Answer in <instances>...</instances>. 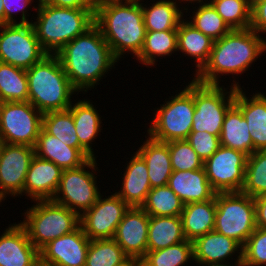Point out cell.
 Here are the masks:
<instances>
[{"mask_svg":"<svg viewBox=\"0 0 266 266\" xmlns=\"http://www.w3.org/2000/svg\"><path fill=\"white\" fill-rule=\"evenodd\" d=\"M154 2L155 0L151 3L152 6L141 3L146 31L177 29L180 22L185 18L184 12L186 14L190 10L188 9L189 6L186 8L182 6V3L179 5L175 0H158Z\"/></svg>","mask_w":266,"mask_h":266,"instance_id":"28","label":"cell"},{"mask_svg":"<svg viewBox=\"0 0 266 266\" xmlns=\"http://www.w3.org/2000/svg\"><path fill=\"white\" fill-rule=\"evenodd\" d=\"M35 155L53 162L62 170L81 167L91 159L80 148H73L62 143L58 138L48 134L43 128L34 146Z\"/></svg>","mask_w":266,"mask_h":266,"instance_id":"24","label":"cell"},{"mask_svg":"<svg viewBox=\"0 0 266 266\" xmlns=\"http://www.w3.org/2000/svg\"><path fill=\"white\" fill-rule=\"evenodd\" d=\"M37 4L33 7L37 12L36 21L31 24L46 54L56 55L67 43L94 25L95 9L55 7L44 0Z\"/></svg>","mask_w":266,"mask_h":266,"instance_id":"4","label":"cell"},{"mask_svg":"<svg viewBox=\"0 0 266 266\" xmlns=\"http://www.w3.org/2000/svg\"><path fill=\"white\" fill-rule=\"evenodd\" d=\"M109 1H119V0H92L93 4L95 6H98L99 4L105 3V2H109Z\"/></svg>","mask_w":266,"mask_h":266,"instance_id":"52","label":"cell"},{"mask_svg":"<svg viewBox=\"0 0 266 266\" xmlns=\"http://www.w3.org/2000/svg\"><path fill=\"white\" fill-rule=\"evenodd\" d=\"M193 259V241L185 240L161 250L147 251L142 262L143 266H188L187 263H194Z\"/></svg>","mask_w":266,"mask_h":266,"instance_id":"36","label":"cell"},{"mask_svg":"<svg viewBox=\"0 0 266 266\" xmlns=\"http://www.w3.org/2000/svg\"><path fill=\"white\" fill-rule=\"evenodd\" d=\"M33 266H42L41 262H40V259Z\"/></svg>","mask_w":266,"mask_h":266,"instance_id":"54","label":"cell"},{"mask_svg":"<svg viewBox=\"0 0 266 266\" xmlns=\"http://www.w3.org/2000/svg\"><path fill=\"white\" fill-rule=\"evenodd\" d=\"M247 155L232 148L219 146L203 167L208 181L217 192H241L245 182Z\"/></svg>","mask_w":266,"mask_h":266,"instance_id":"13","label":"cell"},{"mask_svg":"<svg viewBox=\"0 0 266 266\" xmlns=\"http://www.w3.org/2000/svg\"><path fill=\"white\" fill-rule=\"evenodd\" d=\"M258 34L266 33V0L251 1V26Z\"/></svg>","mask_w":266,"mask_h":266,"instance_id":"45","label":"cell"},{"mask_svg":"<svg viewBox=\"0 0 266 266\" xmlns=\"http://www.w3.org/2000/svg\"><path fill=\"white\" fill-rule=\"evenodd\" d=\"M63 170L53 162L34 156L26 174L23 196L33 201L52 200Z\"/></svg>","mask_w":266,"mask_h":266,"instance_id":"19","label":"cell"},{"mask_svg":"<svg viewBox=\"0 0 266 266\" xmlns=\"http://www.w3.org/2000/svg\"><path fill=\"white\" fill-rule=\"evenodd\" d=\"M215 202L214 231L243 247L257 227L254 198L242 192H219L215 195Z\"/></svg>","mask_w":266,"mask_h":266,"instance_id":"8","label":"cell"},{"mask_svg":"<svg viewBox=\"0 0 266 266\" xmlns=\"http://www.w3.org/2000/svg\"><path fill=\"white\" fill-rule=\"evenodd\" d=\"M90 239L79 225L72 232L58 237L40 251L42 266H85Z\"/></svg>","mask_w":266,"mask_h":266,"instance_id":"16","label":"cell"},{"mask_svg":"<svg viewBox=\"0 0 266 266\" xmlns=\"http://www.w3.org/2000/svg\"><path fill=\"white\" fill-rule=\"evenodd\" d=\"M183 90L169 96L160 104L150 120L147 135L160 142L187 139L192 129L195 111L194 79L188 82ZM167 100V101H166Z\"/></svg>","mask_w":266,"mask_h":266,"instance_id":"7","label":"cell"},{"mask_svg":"<svg viewBox=\"0 0 266 266\" xmlns=\"http://www.w3.org/2000/svg\"><path fill=\"white\" fill-rule=\"evenodd\" d=\"M173 171H188L203 168V162L186 139L168 142Z\"/></svg>","mask_w":266,"mask_h":266,"instance_id":"41","label":"cell"},{"mask_svg":"<svg viewBox=\"0 0 266 266\" xmlns=\"http://www.w3.org/2000/svg\"><path fill=\"white\" fill-rule=\"evenodd\" d=\"M185 240L180 216H149L147 251L161 250Z\"/></svg>","mask_w":266,"mask_h":266,"instance_id":"31","label":"cell"},{"mask_svg":"<svg viewBox=\"0 0 266 266\" xmlns=\"http://www.w3.org/2000/svg\"><path fill=\"white\" fill-rule=\"evenodd\" d=\"M46 55L31 23L0 25V62L28 70Z\"/></svg>","mask_w":266,"mask_h":266,"instance_id":"12","label":"cell"},{"mask_svg":"<svg viewBox=\"0 0 266 266\" xmlns=\"http://www.w3.org/2000/svg\"><path fill=\"white\" fill-rule=\"evenodd\" d=\"M26 74L28 101L42 114L67 110L71 106L73 95H78L57 55L47 54L26 70Z\"/></svg>","mask_w":266,"mask_h":266,"instance_id":"5","label":"cell"},{"mask_svg":"<svg viewBox=\"0 0 266 266\" xmlns=\"http://www.w3.org/2000/svg\"><path fill=\"white\" fill-rule=\"evenodd\" d=\"M149 215L141 207H129L113 239L130 259L142 260L147 253Z\"/></svg>","mask_w":266,"mask_h":266,"instance_id":"17","label":"cell"},{"mask_svg":"<svg viewBox=\"0 0 266 266\" xmlns=\"http://www.w3.org/2000/svg\"><path fill=\"white\" fill-rule=\"evenodd\" d=\"M209 2L231 30L250 28V0H209Z\"/></svg>","mask_w":266,"mask_h":266,"instance_id":"39","label":"cell"},{"mask_svg":"<svg viewBox=\"0 0 266 266\" xmlns=\"http://www.w3.org/2000/svg\"><path fill=\"white\" fill-rule=\"evenodd\" d=\"M243 266H266V229L256 227L242 248Z\"/></svg>","mask_w":266,"mask_h":266,"instance_id":"42","label":"cell"},{"mask_svg":"<svg viewBox=\"0 0 266 266\" xmlns=\"http://www.w3.org/2000/svg\"><path fill=\"white\" fill-rule=\"evenodd\" d=\"M175 1H176L177 3H179V4H180L181 2H183V3L185 2V4L188 3V4L186 5V7H187L190 3H191L192 5H194L196 2H197L196 4H198V3L207 2L208 0H207V1H206V0H178V1L175 0Z\"/></svg>","mask_w":266,"mask_h":266,"instance_id":"50","label":"cell"},{"mask_svg":"<svg viewBox=\"0 0 266 266\" xmlns=\"http://www.w3.org/2000/svg\"><path fill=\"white\" fill-rule=\"evenodd\" d=\"M35 156L34 147L4 143L0 153V197L23 196L26 174Z\"/></svg>","mask_w":266,"mask_h":266,"instance_id":"15","label":"cell"},{"mask_svg":"<svg viewBox=\"0 0 266 266\" xmlns=\"http://www.w3.org/2000/svg\"><path fill=\"white\" fill-rule=\"evenodd\" d=\"M213 44L214 40L196 29L187 18L177 27V52H181L182 56H188L196 63L195 73H192L194 75L207 63Z\"/></svg>","mask_w":266,"mask_h":266,"instance_id":"27","label":"cell"},{"mask_svg":"<svg viewBox=\"0 0 266 266\" xmlns=\"http://www.w3.org/2000/svg\"><path fill=\"white\" fill-rule=\"evenodd\" d=\"M197 5V8L192 6V8L195 9L192 11V16L188 14L190 17H188L189 20H187L196 29L201 31L204 35L211 37L214 41L231 31L209 1L198 3Z\"/></svg>","mask_w":266,"mask_h":266,"instance_id":"35","label":"cell"},{"mask_svg":"<svg viewBox=\"0 0 266 266\" xmlns=\"http://www.w3.org/2000/svg\"><path fill=\"white\" fill-rule=\"evenodd\" d=\"M34 203L24 210V218L19 223L39 251L52 240L72 232L80 225L76 212L53 200H38Z\"/></svg>","mask_w":266,"mask_h":266,"instance_id":"6","label":"cell"},{"mask_svg":"<svg viewBox=\"0 0 266 266\" xmlns=\"http://www.w3.org/2000/svg\"><path fill=\"white\" fill-rule=\"evenodd\" d=\"M132 154L125 166L120 190L115 192L130 207H141L151 190L146 163L137 153Z\"/></svg>","mask_w":266,"mask_h":266,"instance_id":"22","label":"cell"},{"mask_svg":"<svg viewBox=\"0 0 266 266\" xmlns=\"http://www.w3.org/2000/svg\"><path fill=\"white\" fill-rule=\"evenodd\" d=\"M121 266H143V262L140 259H129Z\"/></svg>","mask_w":266,"mask_h":266,"instance_id":"49","label":"cell"},{"mask_svg":"<svg viewBox=\"0 0 266 266\" xmlns=\"http://www.w3.org/2000/svg\"><path fill=\"white\" fill-rule=\"evenodd\" d=\"M42 128L65 145L79 148L72 112L69 109L44 113Z\"/></svg>","mask_w":266,"mask_h":266,"instance_id":"38","label":"cell"},{"mask_svg":"<svg viewBox=\"0 0 266 266\" xmlns=\"http://www.w3.org/2000/svg\"><path fill=\"white\" fill-rule=\"evenodd\" d=\"M71 86L78 92L94 89L118 60L94 24L67 43L57 54Z\"/></svg>","mask_w":266,"mask_h":266,"instance_id":"1","label":"cell"},{"mask_svg":"<svg viewBox=\"0 0 266 266\" xmlns=\"http://www.w3.org/2000/svg\"><path fill=\"white\" fill-rule=\"evenodd\" d=\"M196 265H199V266H243L242 262H234V265H233V262L230 264L229 263H196Z\"/></svg>","mask_w":266,"mask_h":266,"instance_id":"48","label":"cell"},{"mask_svg":"<svg viewBox=\"0 0 266 266\" xmlns=\"http://www.w3.org/2000/svg\"><path fill=\"white\" fill-rule=\"evenodd\" d=\"M242 248L237 241L213 230L193 241V260L195 263H231L236 256L235 262H242Z\"/></svg>","mask_w":266,"mask_h":266,"instance_id":"20","label":"cell"},{"mask_svg":"<svg viewBox=\"0 0 266 266\" xmlns=\"http://www.w3.org/2000/svg\"><path fill=\"white\" fill-rule=\"evenodd\" d=\"M266 52V38L251 28L231 30L214 41L209 59L203 68L192 77L206 85H220L221 76L238 75L249 70Z\"/></svg>","mask_w":266,"mask_h":266,"instance_id":"2","label":"cell"},{"mask_svg":"<svg viewBox=\"0 0 266 266\" xmlns=\"http://www.w3.org/2000/svg\"><path fill=\"white\" fill-rule=\"evenodd\" d=\"M257 227L266 229V194L254 198Z\"/></svg>","mask_w":266,"mask_h":266,"instance_id":"47","label":"cell"},{"mask_svg":"<svg viewBox=\"0 0 266 266\" xmlns=\"http://www.w3.org/2000/svg\"><path fill=\"white\" fill-rule=\"evenodd\" d=\"M177 51V29L165 31H146L145 41L135 60L144 66H156L161 57L167 58ZM167 56V57H166ZM157 58V60H156Z\"/></svg>","mask_w":266,"mask_h":266,"instance_id":"32","label":"cell"},{"mask_svg":"<svg viewBox=\"0 0 266 266\" xmlns=\"http://www.w3.org/2000/svg\"><path fill=\"white\" fill-rule=\"evenodd\" d=\"M220 145L238 150L250 156L253 153V142L248 124L241 110L233 104L224 117Z\"/></svg>","mask_w":266,"mask_h":266,"instance_id":"30","label":"cell"},{"mask_svg":"<svg viewBox=\"0 0 266 266\" xmlns=\"http://www.w3.org/2000/svg\"><path fill=\"white\" fill-rule=\"evenodd\" d=\"M141 208L149 216H180L184 203L168 185L151 188Z\"/></svg>","mask_w":266,"mask_h":266,"instance_id":"34","label":"cell"},{"mask_svg":"<svg viewBox=\"0 0 266 266\" xmlns=\"http://www.w3.org/2000/svg\"><path fill=\"white\" fill-rule=\"evenodd\" d=\"M47 4L55 7H67L75 9H95L92 0H44Z\"/></svg>","mask_w":266,"mask_h":266,"instance_id":"46","label":"cell"},{"mask_svg":"<svg viewBox=\"0 0 266 266\" xmlns=\"http://www.w3.org/2000/svg\"><path fill=\"white\" fill-rule=\"evenodd\" d=\"M147 136L136 152L146 163L151 188L167 185L173 172L168 142L156 141Z\"/></svg>","mask_w":266,"mask_h":266,"instance_id":"26","label":"cell"},{"mask_svg":"<svg viewBox=\"0 0 266 266\" xmlns=\"http://www.w3.org/2000/svg\"><path fill=\"white\" fill-rule=\"evenodd\" d=\"M232 82L231 88H225L194 80L195 111L191 131H206L220 137L226 112L234 104L236 88L241 87L239 80Z\"/></svg>","mask_w":266,"mask_h":266,"instance_id":"9","label":"cell"},{"mask_svg":"<svg viewBox=\"0 0 266 266\" xmlns=\"http://www.w3.org/2000/svg\"><path fill=\"white\" fill-rule=\"evenodd\" d=\"M0 25H4V7L2 0H0Z\"/></svg>","mask_w":266,"mask_h":266,"instance_id":"51","label":"cell"},{"mask_svg":"<svg viewBox=\"0 0 266 266\" xmlns=\"http://www.w3.org/2000/svg\"><path fill=\"white\" fill-rule=\"evenodd\" d=\"M215 214V197L205 202L184 205L180 218L186 240L194 241L199 236L213 231Z\"/></svg>","mask_w":266,"mask_h":266,"instance_id":"29","label":"cell"},{"mask_svg":"<svg viewBox=\"0 0 266 266\" xmlns=\"http://www.w3.org/2000/svg\"><path fill=\"white\" fill-rule=\"evenodd\" d=\"M243 88H236L234 104L247 121L253 152L266 150V93H253L249 98Z\"/></svg>","mask_w":266,"mask_h":266,"instance_id":"21","label":"cell"},{"mask_svg":"<svg viewBox=\"0 0 266 266\" xmlns=\"http://www.w3.org/2000/svg\"><path fill=\"white\" fill-rule=\"evenodd\" d=\"M34 0H2L4 7V24H28L32 23L33 20H29L28 9L32 6ZM37 0L36 2H38ZM22 13L20 21L15 18V13ZM15 14V15H14ZM18 21V22H17Z\"/></svg>","mask_w":266,"mask_h":266,"instance_id":"44","label":"cell"},{"mask_svg":"<svg viewBox=\"0 0 266 266\" xmlns=\"http://www.w3.org/2000/svg\"><path fill=\"white\" fill-rule=\"evenodd\" d=\"M241 192L253 198L266 194V150L255 151L247 157Z\"/></svg>","mask_w":266,"mask_h":266,"instance_id":"40","label":"cell"},{"mask_svg":"<svg viewBox=\"0 0 266 266\" xmlns=\"http://www.w3.org/2000/svg\"><path fill=\"white\" fill-rule=\"evenodd\" d=\"M97 164V159L91 158L81 167L63 170L58 190L52 200L79 216L90 209L101 195L97 185Z\"/></svg>","mask_w":266,"mask_h":266,"instance_id":"10","label":"cell"},{"mask_svg":"<svg viewBox=\"0 0 266 266\" xmlns=\"http://www.w3.org/2000/svg\"><path fill=\"white\" fill-rule=\"evenodd\" d=\"M167 185L184 205L208 201L217 193L208 181L204 167L192 171H173Z\"/></svg>","mask_w":266,"mask_h":266,"instance_id":"23","label":"cell"},{"mask_svg":"<svg viewBox=\"0 0 266 266\" xmlns=\"http://www.w3.org/2000/svg\"><path fill=\"white\" fill-rule=\"evenodd\" d=\"M141 2L144 0L109 1L95 8L94 24L118 61L125 53L137 57L143 48L146 29Z\"/></svg>","mask_w":266,"mask_h":266,"instance_id":"3","label":"cell"},{"mask_svg":"<svg viewBox=\"0 0 266 266\" xmlns=\"http://www.w3.org/2000/svg\"><path fill=\"white\" fill-rule=\"evenodd\" d=\"M28 101L26 70L0 62V102Z\"/></svg>","mask_w":266,"mask_h":266,"instance_id":"33","label":"cell"},{"mask_svg":"<svg viewBox=\"0 0 266 266\" xmlns=\"http://www.w3.org/2000/svg\"><path fill=\"white\" fill-rule=\"evenodd\" d=\"M103 197L101 194L91 208L79 216V224L90 240L113 238L130 207L116 193Z\"/></svg>","mask_w":266,"mask_h":266,"instance_id":"14","label":"cell"},{"mask_svg":"<svg viewBox=\"0 0 266 266\" xmlns=\"http://www.w3.org/2000/svg\"><path fill=\"white\" fill-rule=\"evenodd\" d=\"M130 258L113 238L90 240L85 266H121Z\"/></svg>","mask_w":266,"mask_h":266,"instance_id":"37","label":"cell"},{"mask_svg":"<svg viewBox=\"0 0 266 266\" xmlns=\"http://www.w3.org/2000/svg\"><path fill=\"white\" fill-rule=\"evenodd\" d=\"M74 102V103H73ZM76 102V103H75ZM72 112L75 130L79 140V148L90 158H97L92 148V142L97 139L102 129V117L91 100L72 101L68 108Z\"/></svg>","mask_w":266,"mask_h":266,"instance_id":"25","label":"cell"},{"mask_svg":"<svg viewBox=\"0 0 266 266\" xmlns=\"http://www.w3.org/2000/svg\"><path fill=\"white\" fill-rule=\"evenodd\" d=\"M186 140L190 143L203 163L209 159L220 146L219 137L206 131H191Z\"/></svg>","mask_w":266,"mask_h":266,"instance_id":"43","label":"cell"},{"mask_svg":"<svg viewBox=\"0 0 266 266\" xmlns=\"http://www.w3.org/2000/svg\"><path fill=\"white\" fill-rule=\"evenodd\" d=\"M39 259L25 228L19 222L9 224L0 236V266H33Z\"/></svg>","mask_w":266,"mask_h":266,"instance_id":"18","label":"cell"},{"mask_svg":"<svg viewBox=\"0 0 266 266\" xmlns=\"http://www.w3.org/2000/svg\"><path fill=\"white\" fill-rule=\"evenodd\" d=\"M43 114L29 101L0 102V133L4 143L34 147Z\"/></svg>","mask_w":266,"mask_h":266,"instance_id":"11","label":"cell"},{"mask_svg":"<svg viewBox=\"0 0 266 266\" xmlns=\"http://www.w3.org/2000/svg\"><path fill=\"white\" fill-rule=\"evenodd\" d=\"M3 145H4V141H3V137H2V135L0 133V153H1Z\"/></svg>","mask_w":266,"mask_h":266,"instance_id":"53","label":"cell"}]
</instances>
